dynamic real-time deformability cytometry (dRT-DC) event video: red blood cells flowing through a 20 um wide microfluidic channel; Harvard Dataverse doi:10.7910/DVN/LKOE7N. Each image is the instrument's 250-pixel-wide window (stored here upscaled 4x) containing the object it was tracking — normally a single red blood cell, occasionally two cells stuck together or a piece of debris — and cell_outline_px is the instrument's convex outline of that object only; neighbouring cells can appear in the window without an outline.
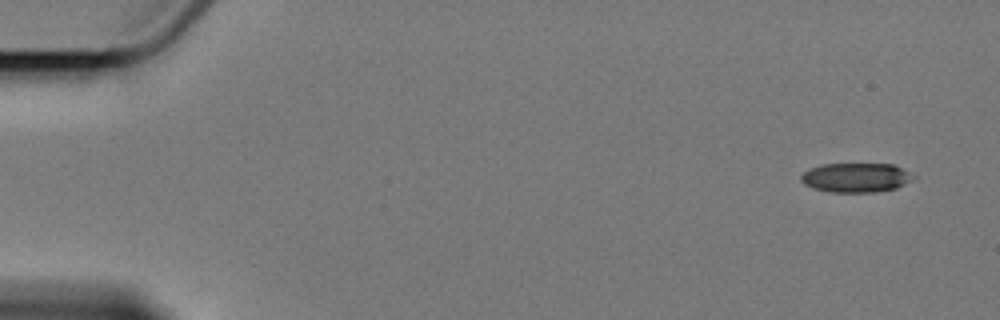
{"species": "Egyptian fruit bat (a non-hibernating species)", "species_latin": "Rousettus aegyptiacus", "temperature_condition": "cold", "stored_images_in_passage": 9, "camera_frame_rate_fps": 3000, "um_per_image_px": 0.085, "animal": {"sex": "female"}, "frame": {"image": 1, "passage_image": 1, "time_ms": 0.0, "image_size_px": [1000, 320], "cell_outline_px": [[916, 180], [896, 188], [876, 192], [828, 192], [812, 188], [804, 184], [800, 180], [800, 176], [808, 168], [824, 164], [892, 164], [916, 176]], "centroid_in_image_um": [72.76, 15.1], "position_along_channel_um": 12.2, "area_um2": 19.42}}
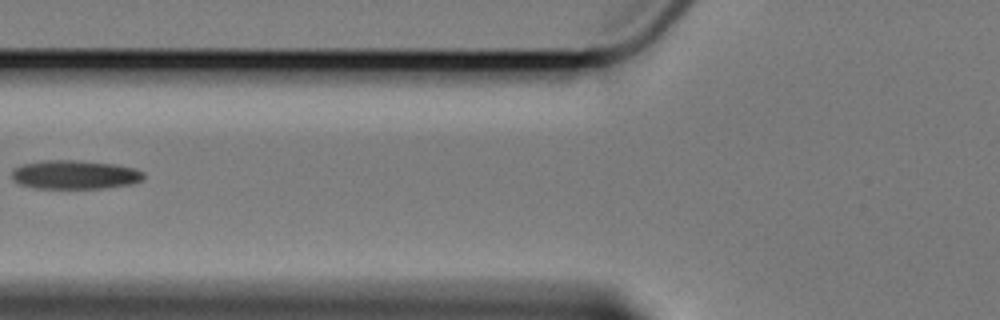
{"frame": {"image": 2, "passage_image": 6, "time_ms": 7.0, "image_size_px": [1000, 320], "cell_outline_px": [[144, 176], [140, 180], [132, 184], [104, 188], [32, 188], [20, 184], [12, 180], [12, 168], [24, 164], [48, 160], [72, 160], [116, 164], [136, 168], [144, 172]], "centroid_in_image_um": [6.36, 14.85], "position_along_channel_um": 119.4, "area_um2": 22.2}}
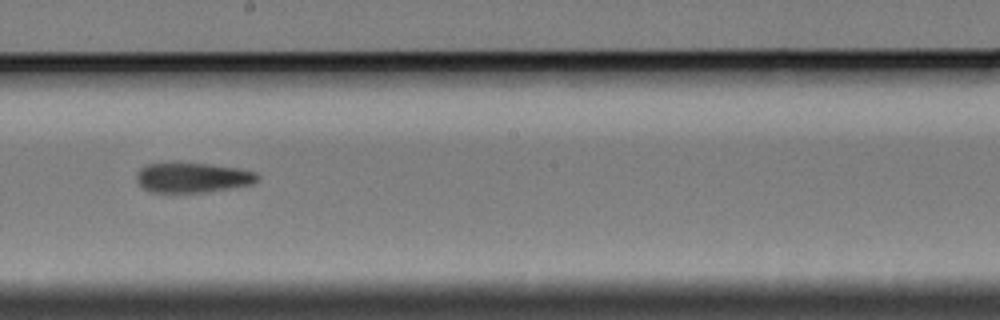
{"frame": {"image": 3, "passage_image": 9, "time_ms": 10.333, "image_size_px": [1000, 320], "cell_outline_px": [[260, 176], [252, 184], [204, 192], [148, 192], [136, 180], [136, 172], [144, 164], [204, 164], [236, 168], [256, 172]], "centroid_in_image_um": [16.33, 15.11], "position_along_channel_um": 231.9, "area_um2": 20.63}}